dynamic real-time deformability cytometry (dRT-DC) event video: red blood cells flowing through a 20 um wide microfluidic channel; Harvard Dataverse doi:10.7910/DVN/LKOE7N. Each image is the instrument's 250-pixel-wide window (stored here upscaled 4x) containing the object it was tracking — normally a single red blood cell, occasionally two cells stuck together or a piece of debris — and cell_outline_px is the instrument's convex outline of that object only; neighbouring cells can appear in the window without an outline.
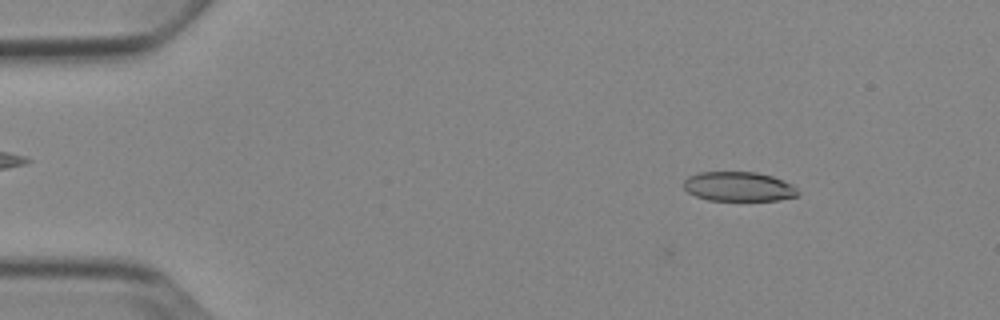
{"species": "Egyptian fruit bat (a non-hibernating species)", "species_latin": "Rousettus aegyptiacus", "temperature_condition": "cold", "stored_images_in_passage": 4, "camera_frame_rate_fps": 3000, "um_per_image_px": 0.085, "animal": {"sex": "female"}, "frame": {"image": 1, "passage_image": 2, "time_ms": 0.333, "image_size_px": [1000, 320], "cell_outline_px": [[800, 196], [780, 200], [708, 200], [696, 196], [688, 192], [684, 188], [684, 180], [688, 176], [700, 172], [756, 172], [772, 176], [784, 180], [792, 184], [800, 192]], "centroid_in_image_um": [62.82, 15.86], "position_along_channel_um": 22.2, "area_um2": 19.77}}